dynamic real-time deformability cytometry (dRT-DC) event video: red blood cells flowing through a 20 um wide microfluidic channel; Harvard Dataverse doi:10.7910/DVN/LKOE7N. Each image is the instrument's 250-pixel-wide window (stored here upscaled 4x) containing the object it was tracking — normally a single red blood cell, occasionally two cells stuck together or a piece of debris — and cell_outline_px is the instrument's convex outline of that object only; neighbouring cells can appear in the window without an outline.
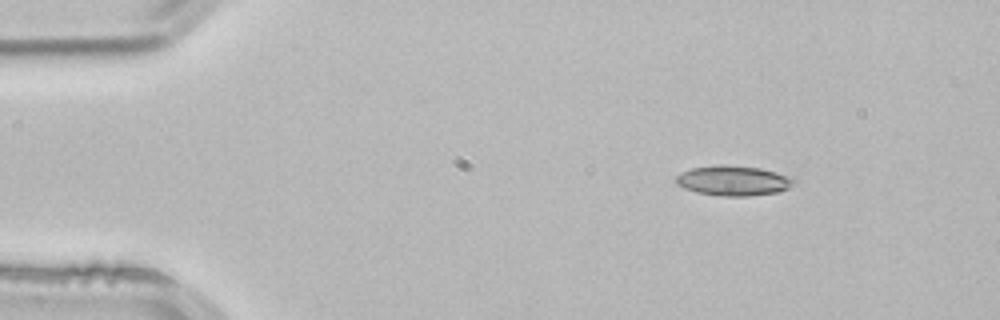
{"species": "common noctule bat (a hibernating species)", "species_latin": "Nyctalus noctula", "temperature_condition": "room temperature", "stored_images_in_passage": 3, "camera_frame_rate_fps": 3000, "um_per_image_px": 0.085, "animal": {"sex": "male", "body_mass_g": 21.5, "forearm_length_mm": 52.0}, "frame": {"image": 1, "passage_image": 1, "time_ms": 0.0, "image_size_px": [1000, 320], "cell_outline_px": [[796, 184], [780, 192], [748, 196], [720, 196], [696, 192], [684, 188], [676, 184], [676, 176], [692, 168], [724, 164], [760, 168], [776, 172], [796, 180]], "centroid_in_image_um": [62.35, 15.36], "position_along_channel_um": 22.6, "area_um2": 20.58}}